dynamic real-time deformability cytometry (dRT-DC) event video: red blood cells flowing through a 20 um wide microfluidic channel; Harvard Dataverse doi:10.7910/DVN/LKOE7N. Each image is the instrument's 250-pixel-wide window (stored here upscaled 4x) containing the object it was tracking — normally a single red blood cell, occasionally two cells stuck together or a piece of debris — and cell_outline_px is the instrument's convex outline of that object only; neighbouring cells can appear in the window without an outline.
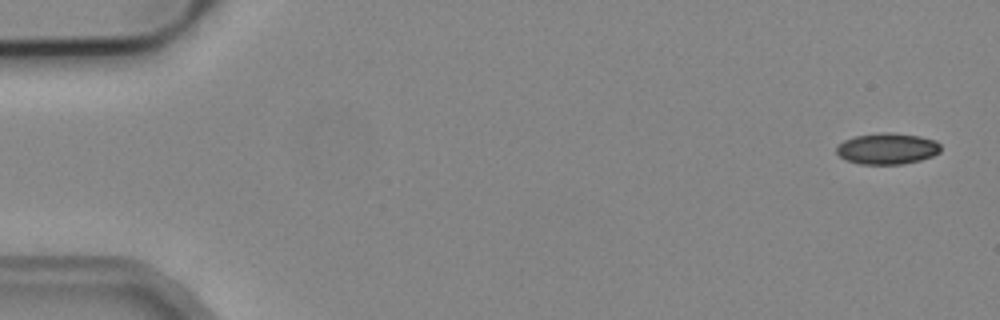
{"species": "common noctule bat (a hibernating species)", "species_latin": "Nyctalus noctula", "temperature_condition": "cold", "stored_images_in_passage": 4, "camera_frame_rate_fps": 3000, "um_per_image_px": 0.085, "animal": {"sex": "male", "body_mass_g": 19.2, "forearm_length_mm": 51.8}, "frame": {"image": 1, "passage_image": 1, "time_ms": 0.0, "image_size_px": [1000, 320], "cell_outline_px": [[940, 152], [932, 156], [920, 160], [904, 164], [860, 164], [844, 160], [836, 152], [836, 148], [844, 140], [856, 136], [880, 132], [892, 132], [920, 136], [936, 140], [940, 144]], "centroid_in_image_um": [75.42, 12.63], "position_along_channel_um": 9.6, "area_um2": 19.07}}
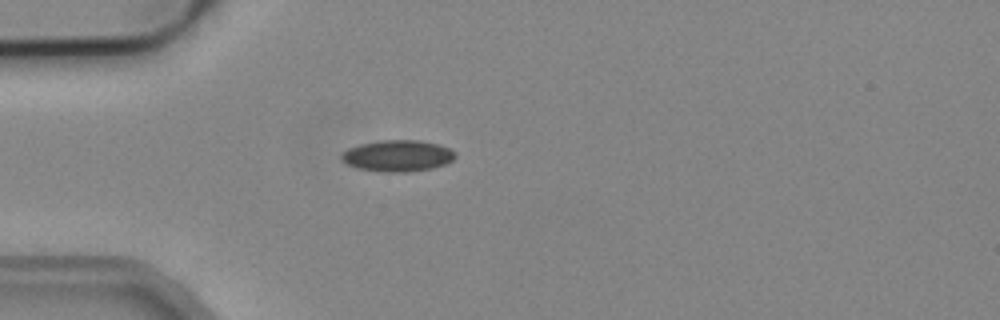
{"frame": {"image": 2, "passage_image": 4, "time_ms": 1.0, "image_size_px": [1000, 320], "cell_outline_px": [[456, 156], [452, 160], [444, 164], [432, 168], [408, 172], [380, 172], [356, 168], [340, 160], [340, 156], [348, 148], [360, 144], [380, 140], [420, 140], [440, 144], [456, 152]], "centroid_in_image_um": [33.79, 13.24], "position_along_channel_um": 51.2, "area_um2": 20.98}}